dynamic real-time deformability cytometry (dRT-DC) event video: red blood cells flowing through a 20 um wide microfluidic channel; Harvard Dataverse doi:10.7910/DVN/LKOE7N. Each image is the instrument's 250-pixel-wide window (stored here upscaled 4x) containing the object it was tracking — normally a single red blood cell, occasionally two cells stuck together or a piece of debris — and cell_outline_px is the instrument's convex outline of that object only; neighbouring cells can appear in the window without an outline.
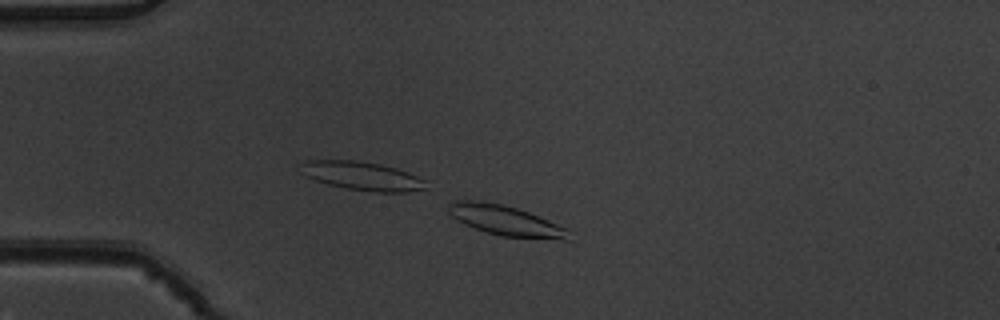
{"species": "common noctule bat (a hibernating species)", "species_latin": "Nyctalus noctula", "temperature_condition": "warm", "stored_images_in_passage": 4, "camera_frame_rate_fps": 3000, "um_per_image_px": 0.085, "animal": {"sex": "male", "body_mass_g": 19.5, "forearm_length_mm": 54.6}, "frame": {"image": 1, "passage_image": 2, "time_ms": 0.333, "image_size_px": [1000, 320], "cell_outline_px": [[572, 240], [564, 240], [500, 236], [464, 224], [456, 220], [448, 212], [448, 204], [452, 200], [480, 200], [500, 204], [516, 208], [528, 212], [568, 228]], "centroid_in_image_um": [42.98, 18.75], "position_along_channel_um": 42.0, "area_um2": 21.21}}